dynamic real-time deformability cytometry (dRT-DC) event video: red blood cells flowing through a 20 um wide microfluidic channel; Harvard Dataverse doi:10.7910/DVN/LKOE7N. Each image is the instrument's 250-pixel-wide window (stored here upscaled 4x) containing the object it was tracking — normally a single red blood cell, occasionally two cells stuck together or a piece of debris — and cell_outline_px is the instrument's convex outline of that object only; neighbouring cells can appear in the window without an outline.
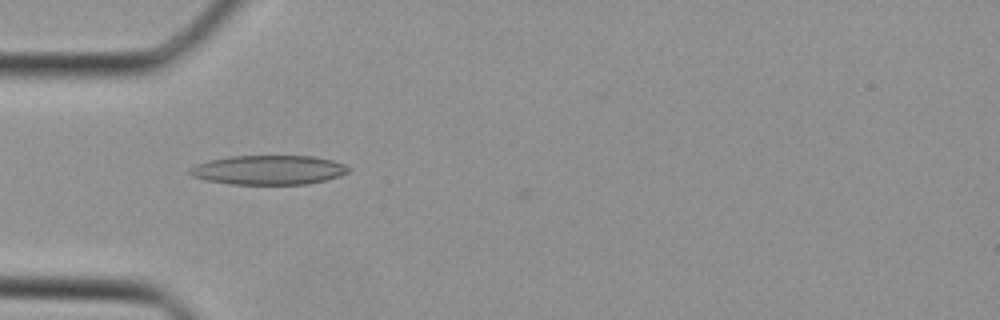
{"species": "Egyptian fruit bat (a non-hibernating species)", "species_latin": "Rousettus aegyptiacus", "temperature_condition": "cold", "stored_images_in_passage": 4, "camera_frame_rate_fps": 3000, "um_per_image_px": 0.085, "animal": {"sex": "female"}, "frame": {"image": 1, "passage_image": 1, "time_ms": 0.0, "image_size_px": [1000, 320], "cell_outline_px": [[352, 168], [348, 172], [324, 180], [308, 184], [228, 184], [204, 180], [192, 176], [188, 172], [188, 168], [196, 164], [208, 160], [232, 156], [312, 156], [332, 160], [344, 164]], "centroid_in_image_um": [22.78, 14.44], "position_along_channel_um": 62.2, "area_um2": 27.17}}
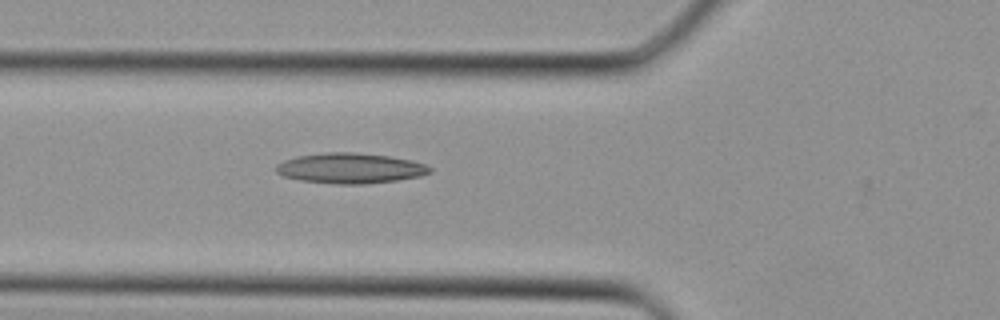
{"frame": {"image": 2, "passage_image": 3, "time_ms": 0.667, "image_size_px": [1000, 320], "cell_outline_px": [[432, 172], [420, 176], [396, 180], [364, 184], [332, 184], [300, 180], [284, 176], [276, 172], [276, 164], [284, 160], [296, 156], [324, 152], [356, 152], [388, 156], [412, 160], [424, 164], [432, 168]], "centroid_in_image_um": [29.75, 14.29], "position_along_channel_um": 96.0, "area_um2": 27.28}}